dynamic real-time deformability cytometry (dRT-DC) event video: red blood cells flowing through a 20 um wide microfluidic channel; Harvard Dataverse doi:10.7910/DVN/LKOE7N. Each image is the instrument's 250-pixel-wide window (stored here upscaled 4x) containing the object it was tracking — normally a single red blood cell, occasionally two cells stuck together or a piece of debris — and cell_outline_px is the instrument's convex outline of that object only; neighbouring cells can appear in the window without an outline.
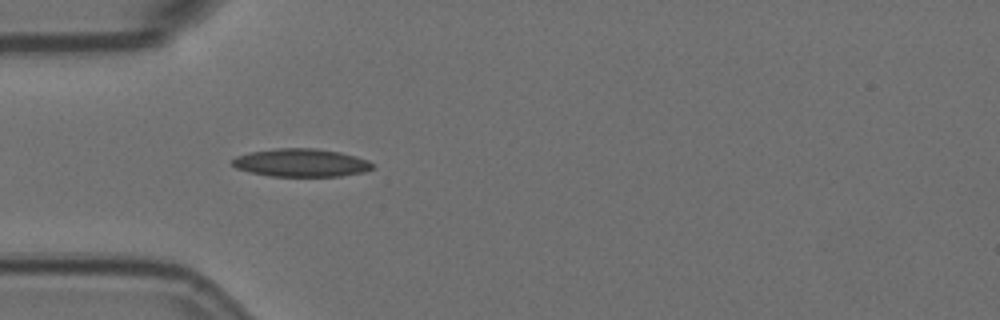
{"species": "Egyptian fruit bat (a non-hibernating species)", "species_latin": "Rousettus aegyptiacus", "temperature_condition": "room temperature", "stored_images_in_passage": 5, "camera_frame_rate_fps": 3000, "um_per_image_px": 0.085, "animal": {"sex": "female"}, "frame": {"image": 1, "passage_image": 5, "time_ms": 1.333, "image_size_px": [1000, 320], "cell_outline_px": [[372, 168], [364, 172], [340, 176], [272, 176], [252, 172], [236, 168], [232, 164], [232, 160], [236, 156], [252, 152], [276, 148], [316, 148], [340, 152], [356, 156], [368, 160], [372, 164]], "centroid_in_image_um": [25.61, 13.83], "position_along_channel_um": 59.4, "area_um2": 22.72}}